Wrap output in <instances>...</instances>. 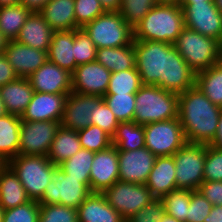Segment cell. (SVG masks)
<instances>
[{
	"mask_svg": "<svg viewBox=\"0 0 222 222\" xmlns=\"http://www.w3.org/2000/svg\"><path fill=\"white\" fill-rule=\"evenodd\" d=\"M18 77L28 78L48 60L46 51L9 40L4 52Z\"/></svg>",
	"mask_w": 222,
	"mask_h": 222,
	"instance_id": "19",
	"label": "cell"
},
{
	"mask_svg": "<svg viewBox=\"0 0 222 222\" xmlns=\"http://www.w3.org/2000/svg\"><path fill=\"white\" fill-rule=\"evenodd\" d=\"M216 8L220 11L222 14V0H213Z\"/></svg>",
	"mask_w": 222,
	"mask_h": 222,
	"instance_id": "61",
	"label": "cell"
},
{
	"mask_svg": "<svg viewBox=\"0 0 222 222\" xmlns=\"http://www.w3.org/2000/svg\"><path fill=\"white\" fill-rule=\"evenodd\" d=\"M157 4L181 5L182 0H155Z\"/></svg>",
	"mask_w": 222,
	"mask_h": 222,
	"instance_id": "55",
	"label": "cell"
},
{
	"mask_svg": "<svg viewBox=\"0 0 222 222\" xmlns=\"http://www.w3.org/2000/svg\"><path fill=\"white\" fill-rule=\"evenodd\" d=\"M156 4L155 0H122L119 13L134 28Z\"/></svg>",
	"mask_w": 222,
	"mask_h": 222,
	"instance_id": "40",
	"label": "cell"
},
{
	"mask_svg": "<svg viewBox=\"0 0 222 222\" xmlns=\"http://www.w3.org/2000/svg\"><path fill=\"white\" fill-rule=\"evenodd\" d=\"M207 144L186 142L174 155L176 187L195 191L204 182Z\"/></svg>",
	"mask_w": 222,
	"mask_h": 222,
	"instance_id": "8",
	"label": "cell"
},
{
	"mask_svg": "<svg viewBox=\"0 0 222 222\" xmlns=\"http://www.w3.org/2000/svg\"><path fill=\"white\" fill-rule=\"evenodd\" d=\"M20 4V0H0V7Z\"/></svg>",
	"mask_w": 222,
	"mask_h": 222,
	"instance_id": "56",
	"label": "cell"
},
{
	"mask_svg": "<svg viewBox=\"0 0 222 222\" xmlns=\"http://www.w3.org/2000/svg\"><path fill=\"white\" fill-rule=\"evenodd\" d=\"M185 27L200 34L222 41V14L214 1L181 3Z\"/></svg>",
	"mask_w": 222,
	"mask_h": 222,
	"instance_id": "13",
	"label": "cell"
},
{
	"mask_svg": "<svg viewBox=\"0 0 222 222\" xmlns=\"http://www.w3.org/2000/svg\"><path fill=\"white\" fill-rule=\"evenodd\" d=\"M222 107L213 104L195 85L179 94L178 118L187 142L210 144Z\"/></svg>",
	"mask_w": 222,
	"mask_h": 222,
	"instance_id": "2",
	"label": "cell"
},
{
	"mask_svg": "<svg viewBox=\"0 0 222 222\" xmlns=\"http://www.w3.org/2000/svg\"><path fill=\"white\" fill-rule=\"evenodd\" d=\"M204 181H222V150L207 144Z\"/></svg>",
	"mask_w": 222,
	"mask_h": 222,
	"instance_id": "45",
	"label": "cell"
},
{
	"mask_svg": "<svg viewBox=\"0 0 222 222\" xmlns=\"http://www.w3.org/2000/svg\"><path fill=\"white\" fill-rule=\"evenodd\" d=\"M202 1H210V0H182V3H195V2H202Z\"/></svg>",
	"mask_w": 222,
	"mask_h": 222,
	"instance_id": "62",
	"label": "cell"
},
{
	"mask_svg": "<svg viewBox=\"0 0 222 222\" xmlns=\"http://www.w3.org/2000/svg\"><path fill=\"white\" fill-rule=\"evenodd\" d=\"M145 147L156 157L173 156L187 142L178 117L144 125Z\"/></svg>",
	"mask_w": 222,
	"mask_h": 222,
	"instance_id": "9",
	"label": "cell"
},
{
	"mask_svg": "<svg viewBox=\"0 0 222 222\" xmlns=\"http://www.w3.org/2000/svg\"><path fill=\"white\" fill-rule=\"evenodd\" d=\"M40 204L38 201L30 200L17 207L6 209L2 222H38Z\"/></svg>",
	"mask_w": 222,
	"mask_h": 222,
	"instance_id": "43",
	"label": "cell"
},
{
	"mask_svg": "<svg viewBox=\"0 0 222 222\" xmlns=\"http://www.w3.org/2000/svg\"><path fill=\"white\" fill-rule=\"evenodd\" d=\"M9 40L0 31V54H3Z\"/></svg>",
	"mask_w": 222,
	"mask_h": 222,
	"instance_id": "54",
	"label": "cell"
},
{
	"mask_svg": "<svg viewBox=\"0 0 222 222\" xmlns=\"http://www.w3.org/2000/svg\"><path fill=\"white\" fill-rule=\"evenodd\" d=\"M119 180L118 150L110 146L103 151L95 152L91 172L90 191L102 193Z\"/></svg>",
	"mask_w": 222,
	"mask_h": 222,
	"instance_id": "17",
	"label": "cell"
},
{
	"mask_svg": "<svg viewBox=\"0 0 222 222\" xmlns=\"http://www.w3.org/2000/svg\"><path fill=\"white\" fill-rule=\"evenodd\" d=\"M99 48H118L134 41L133 28L119 12H105L82 28Z\"/></svg>",
	"mask_w": 222,
	"mask_h": 222,
	"instance_id": "7",
	"label": "cell"
},
{
	"mask_svg": "<svg viewBox=\"0 0 222 222\" xmlns=\"http://www.w3.org/2000/svg\"><path fill=\"white\" fill-rule=\"evenodd\" d=\"M111 73L97 61L78 65L71 74L72 92L103 97L107 92Z\"/></svg>",
	"mask_w": 222,
	"mask_h": 222,
	"instance_id": "14",
	"label": "cell"
},
{
	"mask_svg": "<svg viewBox=\"0 0 222 222\" xmlns=\"http://www.w3.org/2000/svg\"><path fill=\"white\" fill-rule=\"evenodd\" d=\"M93 109L94 95L71 92L66 97L60 124L74 131L85 129L92 124Z\"/></svg>",
	"mask_w": 222,
	"mask_h": 222,
	"instance_id": "20",
	"label": "cell"
},
{
	"mask_svg": "<svg viewBox=\"0 0 222 222\" xmlns=\"http://www.w3.org/2000/svg\"><path fill=\"white\" fill-rule=\"evenodd\" d=\"M112 145L118 151H134L145 147L144 125H139L134 121L119 122L112 137Z\"/></svg>",
	"mask_w": 222,
	"mask_h": 222,
	"instance_id": "31",
	"label": "cell"
},
{
	"mask_svg": "<svg viewBox=\"0 0 222 222\" xmlns=\"http://www.w3.org/2000/svg\"><path fill=\"white\" fill-rule=\"evenodd\" d=\"M141 86L140 75L136 67L120 72H112L106 94L136 93Z\"/></svg>",
	"mask_w": 222,
	"mask_h": 222,
	"instance_id": "35",
	"label": "cell"
},
{
	"mask_svg": "<svg viewBox=\"0 0 222 222\" xmlns=\"http://www.w3.org/2000/svg\"><path fill=\"white\" fill-rule=\"evenodd\" d=\"M30 200L39 201L54 178V165L46 156L17 155L8 161Z\"/></svg>",
	"mask_w": 222,
	"mask_h": 222,
	"instance_id": "5",
	"label": "cell"
},
{
	"mask_svg": "<svg viewBox=\"0 0 222 222\" xmlns=\"http://www.w3.org/2000/svg\"><path fill=\"white\" fill-rule=\"evenodd\" d=\"M73 43L74 30L54 31L47 53L49 61L71 74L77 67Z\"/></svg>",
	"mask_w": 222,
	"mask_h": 222,
	"instance_id": "26",
	"label": "cell"
},
{
	"mask_svg": "<svg viewBox=\"0 0 222 222\" xmlns=\"http://www.w3.org/2000/svg\"><path fill=\"white\" fill-rule=\"evenodd\" d=\"M96 61L111 72H120L136 67L134 41L132 44L118 48H99Z\"/></svg>",
	"mask_w": 222,
	"mask_h": 222,
	"instance_id": "27",
	"label": "cell"
},
{
	"mask_svg": "<svg viewBox=\"0 0 222 222\" xmlns=\"http://www.w3.org/2000/svg\"><path fill=\"white\" fill-rule=\"evenodd\" d=\"M38 222H78V212L61 204H40Z\"/></svg>",
	"mask_w": 222,
	"mask_h": 222,
	"instance_id": "42",
	"label": "cell"
},
{
	"mask_svg": "<svg viewBox=\"0 0 222 222\" xmlns=\"http://www.w3.org/2000/svg\"><path fill=\"white\" fill-rule=\"evenodd\" d=\"M94 155V151L82 148L60 164L59 167L68 177L81 179V183H84L90 189V172Z\"/></svg>",
	"mask_w": 222,
	"mask_h": 222,
	"instance_id": "34",
	"label": "cell"
},
{
	"mask_svg": "<svg viewBox=\"0 0 222 222\" xmlns=\"http://www.w3.org/2000/svg\"><path fill=\"white\" fill-rule=\"evenodd\" d=\"M195 85L213 104L222 107V68L218 64L198 72Z\"/></svg>",
	"mask_w": 222,
	"mask_h": 222,
	"instance_id": "32",
	"label": "cell"
},
{
	"mask_svg": "<svg viewBox=\"0 0 222 222\" xmlns=\"http://www.w3.org/2000/svg\"><path fill=\"white\" fill-rule=\"evenodd\" d=\"M90 189L81 183V179L68 177L65 172L56 166L54 178L45 188L39 204H61L78 209L80 204L91 194Z\"/></svg>",
	"mask_w": 222,
	"mask_h": 222,
	"instance_id": "11",
	"label": "cell"
},
{
	"mask_svg": "<svg viewBox=\"0 0 222 222\" xmlns=\"http://www.w3.org/2000/svg\"><path fill=\"white\" fill-rule=\"evenodd\" d=\"M184 28L181 5L156 4L133 28L134 40L173 44Z\"/></svg>",
	"mask_w": 222,
	"mask_h": 222,
	"instance_id": "3",
	"label": "cell"
},
{
	"mask_svg": "<svg viewBox=\"0 0 222 222\" xmlns=\"http://www.w3.org/2000/svg\"><path fill=\"white\" fill-rule=\"evenodd\" d=\"M28 80L35 92L69 94L72 92L71 73L47 60Z\"/></svg>",
	"mask_w": 222,
	"mask_h": 222,
	"instance_id": "16",
	"label": "cell"
},
{
	"mask_svg": "<svg viewBox=\"0 0 222 222\" xmlns=\"http://www.w3.org/2000/svg\"><path fill=\"white\" fill-rule=\"evenodd\" d=\"M165 213L177 220L184 222L191 201V190L175 189L166 194L162 199Z\"/></svg>",
	"mask_w": 222,
	"mask_h": 222,
	"instance_id": "37",
	"label": "cell"
},
{
	"mask_svg": "<svg viewBox=\"0 0 222 222\" xmlns=\"http://www.w3.org/2000/svg\"><path fill=\"white\" fill-rule=\"evenodd\" d=\"M76 25L83 28L96 17L105 13L99 0H75L74 5Z\"/></svg>",
	"mask_w": 222,
	"mask_h": 222,
	"instance_id": "44",
	"label": "cell"
},
{
	"mask_svg": "<svg viewBox=\"0 0 222 222\" xmlns=\"http://www.w3.org/2000/svg\"><path fill=\"white\" fill-rule=\"evenodd\" d=\"M30 201L13 170L7 166L0 174V205L6 210Z\"/></svg>",
	"mask_w": 222,
	"mask_h": 222,
	"instance_id": "29",
	"label": "cell"
},
{
	"mask_svg": "<svg viewBox=\"0 0 222 222\" xmlns=\"http://www.w3.org/2000/svg\"><path fill=\"white\" fill-rule=\"evenodd\" d=\"M34 92L28 78L22 77L0 87V94L6 111L20 117L32 100Z\"/></svg>",
	"mask_w": 222,
	"mask_h": 222,
	"instance_id": "24",
	"label": "cell"
},
{
	"mask_svg": "<svg viewBox=\"0 0 222 222\" xmlns=\"http://www.w3.org/2000/svg\"><path fill=\"white\" fill-rule=\"evenodd\" d=\"M91 112L93 118L92 125L99 126L112 138L119 125V121L104 102L103 97L94 95V109Z\"/></svg>",
	"mask_w": 222,
	"mask_h": 222,
	"instance_id": "39",
	"label": "cell"
},
{
	"mask_svg": "<svg viewBox=\"0 0 222 222\" xmlns=\"http://www.w3.org/2000/svg\"><path fill=\"white\" fill-rule=\"evenodd\" d=\"M179 94L155 85H142L135 93L134 122L139 125L178 117Z\"/></svg>",
	"mask_w": 222,
	"mask_h": 222,
	"instance_id": "4",
	"label": "cell"
},
{
	"mask_svg": "<svg viewBox=\"0 0 222 222\" xmlns=\"http://www.w3.org/2000/svg\"><path fill=\"white\" fill-rule=\"evenodd\" d=\"M204 222H222V206H213Z\"/></svg>",
	"mask_w": 222,
	"mask_h": 222,
	"instance_id": "52",
	"label": "cell"
},
{
	"mask_svg": "<svg viewBox=\"0 0 222 222\" xmlns=\"http://www.w3.org/2000/svg\"><path fill=\"white\" fill-rule=\"evenodd\" d=\"M67 95L34 92L21 120L61 122Z\"/></svg>",
	"mask_w": 222,
	"mask_h": 222,
	"instance_id": "18",
	"label": "cell"
},
{
	"mask_svg": "<svg viewBox=\"0 0 222 222\" xmlns=\"http://www.w3.org/2000/svg\"><path fill=\"white\" fill-rule=\"evenodd\" d=\"M217 64L222 68V41L219 42L218 46V61Z\"/></svg>",
	"mask_w": 222,
	"mask_h": 222,
	"instance_id": "58",
	"label": "cell"
},
{
	"mask_svg": "<svg viewBox=\"0 0 222 222\" xmlns=\"http://www.w3.org/2000/svg\"><path fill=\"white\" fill-rule=\"evenodd\" d=\"M73 46L77 66L96 61L97 48L82 28L74 29Z\"/></svg>",
	"mask_w": 222,
	"mask_h": 222,
	"instance_id": "41",
	"label": "cell"
},
{
	"mask_svg": "<svg viewBox=\"0 0 222 222\" xmlns=\"http://www.w3.org/2000/svg\"><path fill=\"white\" fill-rule=\"evenodd\" d=\"M210 145L215 148L222 150V111L219 115V122L217 126L216 136L214 140L210 143Z\"/></svg>",
	"mask_w": 222,
	"mask_h": 222,
	"instance_id": "53",
	"label": "cell"
},
{
	"mask_svg": "<svg viewBox=\"0 0 222 222\" xmlns=\"http://www.w3.org/2000/svg\"><path fill=\"white\" fill-rule=\"evenodd\" d=\"M103 100L119 122L134 120L135 93L105 94Z\"/></svg>",
	"mask_w": 222,
	"mask_h": 222,
	"instance_id": "36",
	"label": "cell"
},
{
	"mask_svg": "<svg viewBox=\"0 0 222 222\" xmlns=\"http://www.w3.org/2000/svg\"><path fill=\"white\" fill-rule=\"evenodd\" d=\"M160 222H182L180 220L175 219L174 217L168 215V214H164L162 220Z\"/></svg>",
	"mask_w": 222,
	"mask_h": 222,
	"instance_id": "57",
	"label": "cell"
},
{
	"mask_svg": "<svg viewBox=\"0 0 222 222\" xmlns=\"http://www.w3.org/2000/svg\"><path fill=\"white\" fill-rule=\"evenodd\" d=\"M53 33L54 30L39 12H31L15 40L20 44L48 53Z\"/></svg>",
	"mask_w": 222,
	"mask_h": 222,
	"instance_id": "22",
	"label": "cell"
},
{
	"mask_svg": "<svg viewBox=\"0 0 222 222\" xmlns=\"http://www.w3.org/2000/svg\"><path fill=\"white\" fill-rule=\"evenodd\" d=\"M102 194L125 221L155 199L145 184L120 180L105 189Z\"/></svg>",
	"mask_w": 222,
	"mask_h": 222,
	"instance_id": "10",
	"label": "cell"
},
{
	"mask_svg": "<svg viewBox=\"0 0 222 222\" xmlns=\"http://www.w3.org/2000/svg\"><path fill=\"white\" fill-rule=\"evenodd\" d=\"M173 45L196 74L217 64L219 41L211 37L185 27Z\"/></svg>",
	"mask_w": 222,
	"mask_h": 222,
	"instance_id": "6",
	"label": "cell"
},
{
	"mask_svg": "<svg viewBox=\"0 0 222 222\" xmlns=\"http://www.w3.org/2000/svg\"><path fill=\"white\" fill-rule=\"evenodd\" d=\"M17 78L18 75L12 68V65L8 62L5 54H0V87Z\"/></svg>",
	"mask_w": 222,
	"mask_h": 222,
	"instance_id": "49",
	"label": "cell"
},
{
	"mask_svg": "<svg viewBox=\"0 0 222 222\" xmlns=\"http://www.w3.org/2000/svg\"><path fill=\"white\" fill-rule=\"evenodd\" d=\"M30 11L22 4L0 7V31L8 40H15Z\"/></svg>",
	"mask_w": 222,
	"mask_h": 222,
	"instance_id": "33",
	"label": "cell"
},
{
	"mask_svg": "<svg viewBox=\"0 0 222 222\" xmlns=\"http://www.w3.org/2000/svg\"><path fill=\"white\" fill-rule=\"evenodd\" d=\"M6 114H8V112L6 111L5 104H4L3 99L1 98V94H0V117L4 116Z\"/></svg>",
	"mask_w": 222,
	"mask_h": 222,
	"instance_id": "59",
	"label": "cell"
},
{
	"mask_svg": "<svg viewBox=\"0 0 222 222\" xmlns=\"http://www.w3.org/2000/svg\"><path fill=\"white\" fill-rule=\"evenodd\" d=\"M165 214L161 199H154L125 222H160Z\"/></svg>",
	"mask_w": 222,
	"mask_h": 222,
	"instance_id": "47",
	"label": "cell"
},
{
	"mask_svg": "<svg viewBox=\"0 0 222 222\" xmlns=\"http://www.w3.org/2000/svg\"><path fill=\"white\" fill-rule=\"evenodd\" d=\"M198 191L213 206H222V181H204Z\"/></svg>",
	"mask_w": 222,
	"mask_h": 222,
	"instance_id": "48",
	"label": "cell"
},
{
	"mask_svg": "<svg viewBox=\"0 0 222 222\" xmlns=\"http://www.w3.org/2000/svg\"><path fill=\"white\" fill-rule=\"evenodd\" d=\"M60 126L58 121L21 120L18 154L47 157Z\"/></svg>",
	"mask_w": 222,
	"mask_h": 222,
	"instance_id": "12",
	"label": "cell"
},
{
	"mask_svg": "<svg viewBox=\"0 0 222 222\" xmlns=\"http://www.w3.org/2000/svg\"><path fill=\"white\" fill-rule=\"evenodd\" d=\"M49 1L50 0H20V4L30 12H40Z\"/></svg>",
	"mask_w": 222,
	"mask_h": 222,
	"instance_id": "50",
	"label": "cell"
},
{
	"mask_svg": "<svg viewBox=\"0 0 222 222\" xmlns=\"http://www.w3.org/2000/svg\"><path fill=\"white\" fill-rule=\"evenodd\" d=\"M8 166V162L0 155V174Z\"/></svg>",
	"mask_w": 222,
	"mask_h": 222,
	"instance_id": "60",
	"label": "cell"
},
{
	"mask_svg": "<svg viewBox=\"0 0 222 222\" xmlns=\"http://www.w3.org/2000/svg\"><path fill=\"white\" fill-rule=\"evenodd\" d=\"M136 69L142 85H155L177 94L195 86L196 73L173 44L134 40Z\"/></svg>",
	"mask_w": 222,
	"mask_h": 222,
	"instance_id": "1",
	"label": "cell"
},
{
	"mask_svg": "<svg viewBox=\"0 0 222 222\" xmlns=\"http://www.w3.org/2000/svg\"><path fill=\"white\" fill-rule=\"evenodd\" d=\"M155 199H162L176 187V167L173 156L156 157L145 183Z\"/></svg>",
	"mask_w": 222,
	"mask_h": 222,
	"instance_id": "21",
	"label": "cell"
},
{
	"mask_svg": "<svg viewBox=\"0 0 222 222\" xmlns=\"http://www.w3.org/2000/svg\"><path fill=\"white\" fill-rule=\"evenodd\" d=\"M75 0H50L39 12L54 31L80 29L76 25Z\"/></svg>",
	"mask_w": 222,
	"mask_h": 222,
	"instance_id": "25",
	"label": "cell"
},
{
	"mask_svg": "<svg viewBox=\"0 0 222 222\" xmlns=\"http://www.w3.org/2000/svg\"><path fill=\"white\" fill-rule=\"evenodd\" d=\"M4 211H5V209L0 205V222L3 221Z\"/></svg>",
	"mask_w": 222,
	"mask_h": 222,
	"instance_id": "63",
	"label": "cell"
},
{
	"mask_svg": "<svg viewBox=\"0 0 222 222\" xmlns=\"http://www.w3.org/2000/svg\"><path fill=\"white\" fill-rule=\"evenodd\" d=\"M80 149V139L77 131L60 126L52 141L47 157L56 166L75 155Z\"/></svg>",
	"mask_w": 222,
	"mask_h": 222,
	"instance_id": "28",
	"label": "cell"
},
{
	"mask_svg": "<svg viewBox=\"0 0 222 222\" xmlns=\"http://www.w3.org/2000/svg\"><path fill=\"white\" fill-rule=\"evenodd\" d=\"M78 222H125L102 193L92 192L78 207Z\"/></svg>",
	"mask_w": 222,
	"mask_h": 222,
	"instance_id": "23",
	"label": "cell"
},
{
	"mask_svg": "<svg viewBox=\"0 0 222 222\" xmlns=\"http://www.w3.org/2000/svg\"><path fill=\"white\" fill-rule=\"evenodd\" d=\"M105 12H119L122 0H99Z\"/></svg>",
	"mask_w": 222,
	"mask_h": 222,
	"instance_id": "51",
	"label": "cell"
},
{
	"mask_svg": "<svg viewBox=\"0 0 222 222\" xmlns=\"http://www.w3.org/2000/svg\"><path fill=\"white\" fill-rule=\"evenodd\" d=\"M81 147L90 151L98 152L112 146V138L99 126L90 125L77 131Z\"/></svg>",
	"mask_w": 222,
	"mask_h": 222,
	"instance_id": "38",
	"label": "cell"
},
{
	"mask_svg": "<svg viewBox=\"0 0 222 222\" xmlns=\"http://www.w3.org/2000/svg\"><path fill=\"white\" fill-rule=\"evenodd\" d=\"M213 205L198 191H191V201L184 222H204Z\"/></svg>",
	"mask_w": 222,
	"mask_h": 222,
	"instance_id": "46",
	"label": "cell"
},
{
	"mask_svg": "<svg viewBox=\"0 0 222 222\" xmlns=\"http://www.w3.org/2000/svg\"><path fill=\"white\" fill-rule=\"evenodd\" d=\"M155 160L156 156L146 147L134 151H118L119 180L145 184Z\"/></svg>",
	"mask_w": 222,
	"mask_h": 222,
	"instance_id": "15",
	"label": "cell"
},
{
	"mask_svg": "<svg viewBox=\"0 0 222 222\" xmlns=\"http://www.w3.org/2000/svg\"><path fill=\"white\" fill-rule=\"evenodd\" d=\"M21 117L6 114L0 117V155L8 162L18 155Z\"/></svg>",
	"mask_w": 222,
	"mask_h": 222,
	"instance_id": "30",
	"label": "cell"
}]
</instances>
